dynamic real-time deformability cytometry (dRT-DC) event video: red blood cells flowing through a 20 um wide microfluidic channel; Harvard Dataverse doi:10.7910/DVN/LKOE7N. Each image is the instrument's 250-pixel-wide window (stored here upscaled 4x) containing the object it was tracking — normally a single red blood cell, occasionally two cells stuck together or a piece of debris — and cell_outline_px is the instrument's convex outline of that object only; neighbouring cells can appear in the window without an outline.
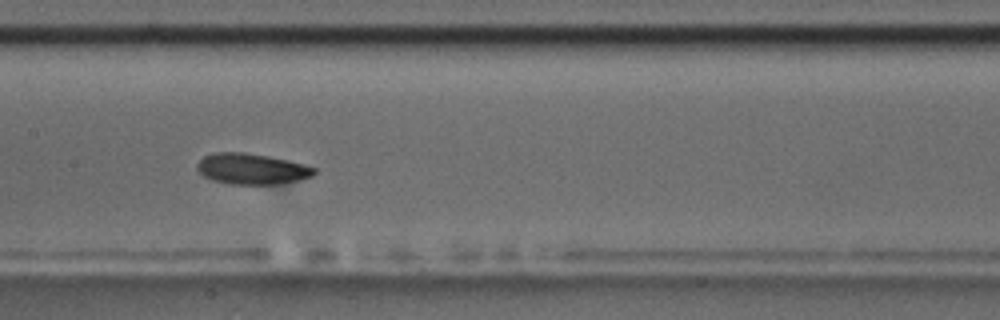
{"species": "common noctule bat (a hibernating species)", "species_latin": "Nyctalus noctula", "temperature_condition": "room temperature", "stored_images_in_passage": 14, "camera_frame_rate_fps": 3000, "um_per_image_px": 0.085, "animal": {"sex": "male", "body_mass_g": 17.5, "forearm_length_mm": 52.3}, "frame": {"image": 1, "passage_image": 7, "time_ms": 7.667, "image_size_px": [1000, 320], "cell_outline_px": [[316, 172], [312, 176], [296, 180], [276, 184], [228, 184], [212, 180], [204, 176], [196, 168], [196, 164], [204, 156], [216, 152], [244, 152], [268, 156], [304, 164], [316, 168]], "centroid_in_image_um": [21.37, 14.35], "position_along_channel_um": 186.0, "area_um2": 20.92}}
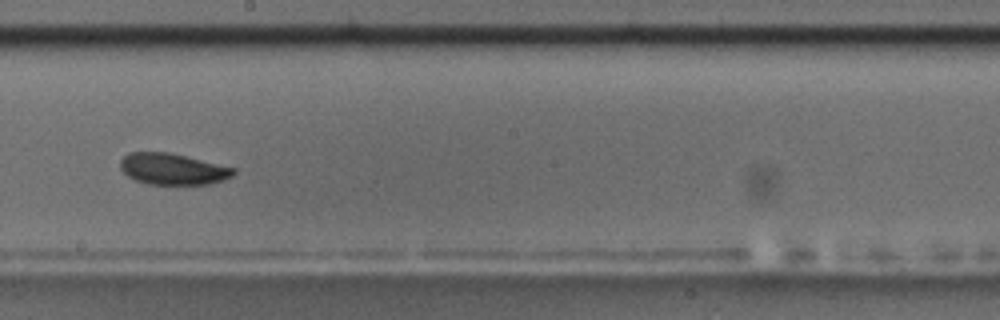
{"frame": {"image": 2, "passage_image": 8, "time_ms": 9.0, "image_size_px": [1000, 320], "cell_outline_px": [[236, 172], [232, 176], [224, 180], [208, 184], [148, 184], [136, 180], [128, 176], [120, 168], [120, 160], [128, 152], [168, 152], [236, 168]], "centroid_in_image_um": [14.68, 14.36], "position_along_channel_um": 233.5, "area_um2": 20.58}, "authors_computed_cell_mechanics": {"area_um2": 20.9814, "velocity_mm_per_s": 3.5826, "shape_relaxation_time_tau1_ms": 1.9916, "shape_relaxation_time_tau2_ms": null, "deformation_change_tau1": 0.0672, "deformation_change_tau2": null}}